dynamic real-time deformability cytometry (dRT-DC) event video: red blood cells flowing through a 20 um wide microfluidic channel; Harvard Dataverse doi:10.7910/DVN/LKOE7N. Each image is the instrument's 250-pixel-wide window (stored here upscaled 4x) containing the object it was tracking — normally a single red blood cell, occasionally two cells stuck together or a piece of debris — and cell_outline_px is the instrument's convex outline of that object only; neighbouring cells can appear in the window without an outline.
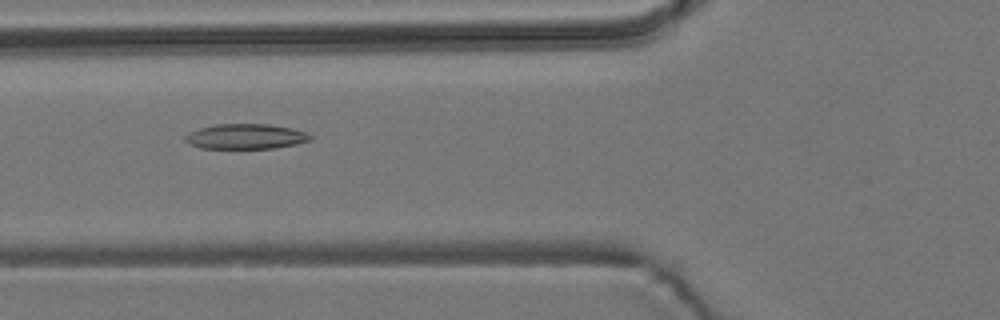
{"species": "common noctule bat (a hibernating species)", "species_latin": "Nyctalus noctula", "temperature_condition": "room temperature", "stored_images_in_passage": 51, "camera_frame_rate_fps": 3000, "um_per_image_px": 0.085, "animal": {"sex": "male", "body_mass_g": 19.2, "forearm_length_mm": 51.8}, "frame": {"image": 1, "passage_image": 21, "time_ms": 6.667, "image_size_px": [1000, 320], "cell_outline_px": [[312, 140], [296, 144], [276, 148], [200, 148], [184, 140], [184, 136], [188, 132], [200, 128], [216, 124], [268, 124], [292, 128], [308, 132], [312, 136]], "centroid_in_image_um": [20.92, 11.59], "position_along_channel_um": 104.9, "area_um2": 18.38}}
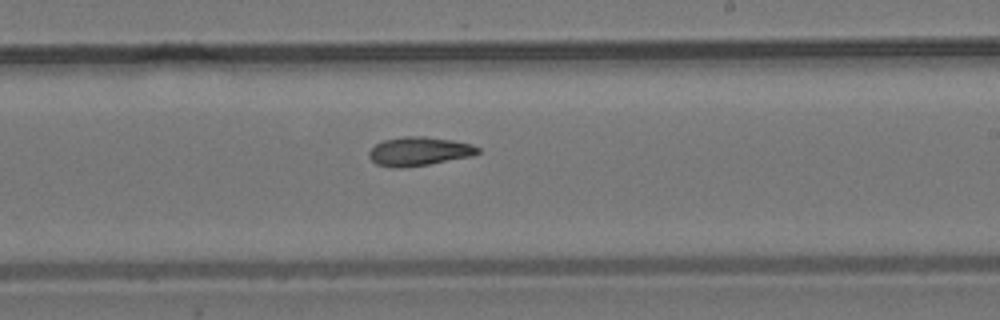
{"frame": {"image": 2, "passage_image": 33, "time_ms": 10.667, "image_size_px": [1000, 320], "cell_outline_px": [[480, 152], [472, 156], [428, 164], [400, 168], [392, 168], [376, 164], [368, 156], [368, 152], [376, 144], [384, 140], [404, 136], [424, 136], [452, 140], [472, 144], [480, 148]], "centroid_in_image_um": [35.61, 12.86], "position_along_channel_um": 253.4, "area_um2": 18.26}}
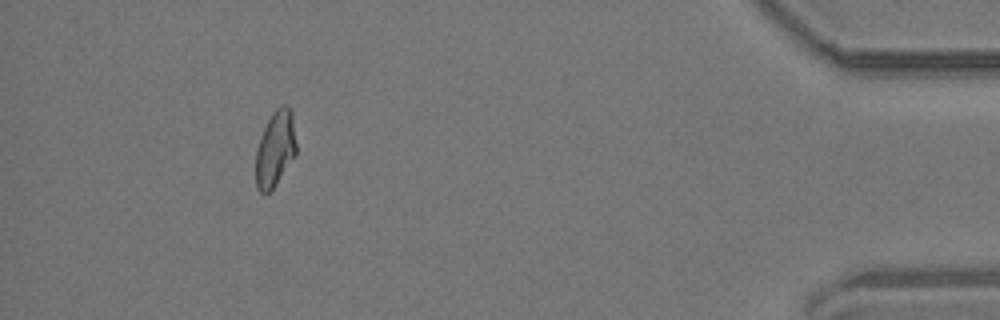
{"frame": {"image": 3, "passage_image": 51, "time_ms": 16.667, "image_size_px": [1000, 320], "cell_outline_px": [[296, 156], [276, 184], [264, 196], [256, 188], [256, 148], [264, 128], [272, 112], [280, 104], [284, 104], [292, 112], [296, 144]], "centroid_in_image_um": [23.4, 12.66], "position_along_channel_um": 411.8, "area_um2": 18.03}, "authors_computed_cell_mechanics": {"area_um2": 18.3804, "velocity_mm_per_s": 3.7128, "shape_relaxation_time_tau1_ms": null, "shape_relaxation_time_tau2_ms": 10.9118, "deformation_change_tau1": null, "deformation_change_tau2": 0.1923}}